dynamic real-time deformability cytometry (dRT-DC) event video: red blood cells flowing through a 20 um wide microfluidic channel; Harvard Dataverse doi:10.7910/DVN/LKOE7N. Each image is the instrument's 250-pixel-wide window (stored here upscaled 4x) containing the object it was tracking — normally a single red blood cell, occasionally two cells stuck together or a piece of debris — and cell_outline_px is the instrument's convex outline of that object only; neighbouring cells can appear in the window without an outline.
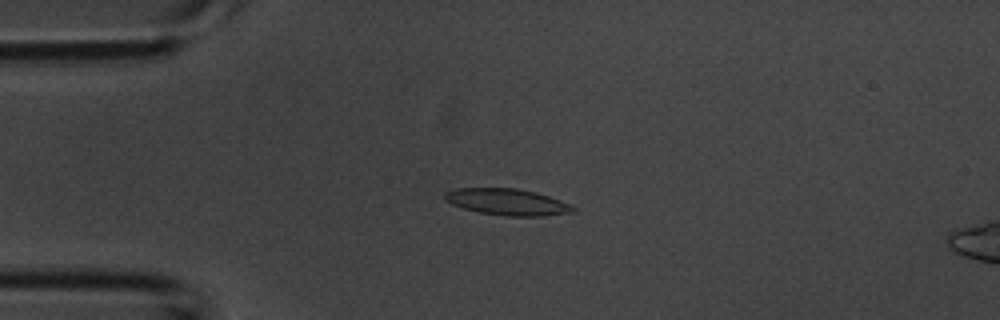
{"species": "common noctule bat (a hibernating species)", "species_latin": "Nyctalus noctula", "temperature_condition": "room temperature", "stored_images_in_passage": 2, "camera_frame_rate_fps": 3000, "um_per_image_px": 0.085, "animal": {"sex": "male", "body_mass_g": 20.1, "forearm_length_mm": 53.5}, "frame": {"image": 1, "passage_image": 1, "time_ms": 0.0, "image_size_px": [1000, 320], "cell_outline_px": [[576, 208], [572, 212], [540, 216], [504, 216], [480, 212], [464, 208], [452, 204], [444, 200], [444, 192], [456, 188], [516, 188], [536, 192], [572, 204]], "centroid_in_image_um": [43.11, 17.16], "position_along_channel_um": 41.9, "area_um2": 19.77}}